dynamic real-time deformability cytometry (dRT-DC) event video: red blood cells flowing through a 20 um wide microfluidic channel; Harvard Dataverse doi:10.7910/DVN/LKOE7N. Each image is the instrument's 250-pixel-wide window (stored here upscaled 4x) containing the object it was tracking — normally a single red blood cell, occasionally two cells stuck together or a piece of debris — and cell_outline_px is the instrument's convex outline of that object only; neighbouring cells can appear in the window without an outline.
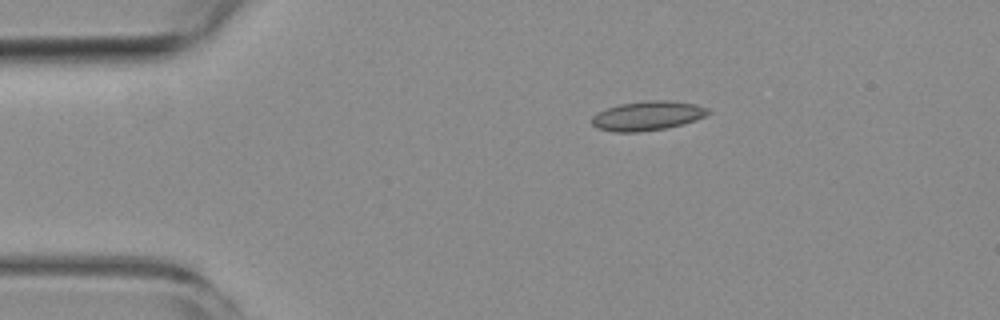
{"species": "common noctule bat (a hibernating species)", "species_latin": "Nyctalus noctula", "temperature_condition": "room temperature", "stored_images_in_passage": 6, "camera_frame_rate_fps": 3000, "um_per_image_px": 0.085, "animal": {"sex": "female", "body_mass_g": 19.3, "forearm_length_mm": 54.1}, "frame": {"image": 1, "passage_image": 1, "time_ms": 0.0, "image_size_px": [1000, 320], "cell_outline_px": [[712, 112], [696, 120], [684, 124], [668, 128], [640, 132], [612, 132], [596, 128], [592, 124], [592, 116], [608, 108], [620, 104], [648, 100], [668, 100], [696, 104], [708, 108]], "centroid_in_image_um": [55.07, 9.85], "position_along_channel_um": 29.9, "area_um2": 20.0}}
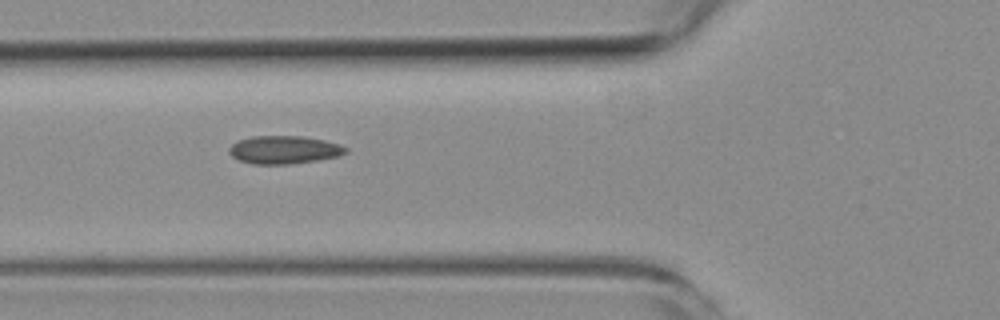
{"frame": {"image": 2, "passage_image": 4, "time_ms": 3.333, "image_size_px": [1000, 320], "cell_outline_px": [[348, 152], [340, 156], [292, 164], [252, 164], [240, 160], [232, 156], [228, 152], [228, 148], [232, 144], [240, 140], [252, 136], [300, 136], [324, 140], [340, 144], [348, 148]], "centroid_in_image_um": [24.17, 12.73], "position_along_channel_um": 101.6, "area_um2": 19.07}}
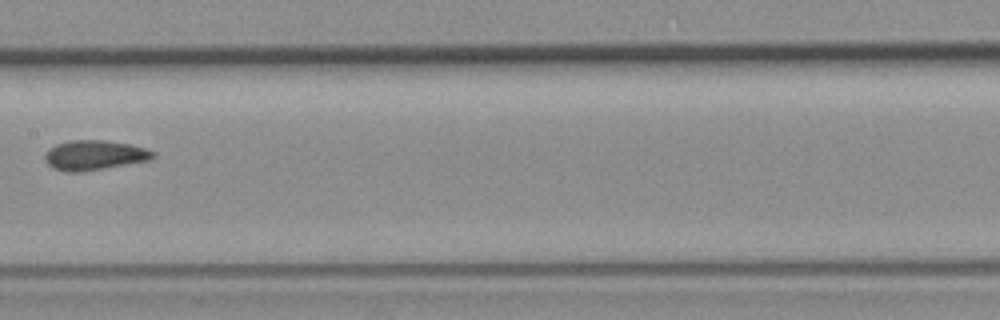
{"frame": {"image": 3, "passage_image": 6, "time_ms": 6.0, "image_size_px": [1000, 320], "cell_outline_px": [[156, 156], [148, 160], [80, 172], [64, 172], [52, 168], [44, 160], [44, 156], [56, 144], [72, 140], [104, 140], [128, 144], [144, 148], [156, 152]], "centroid_in_image_um": [8.0, 13.19], "position_along_channel_um": 199.4, "area_um2": 18.5}}